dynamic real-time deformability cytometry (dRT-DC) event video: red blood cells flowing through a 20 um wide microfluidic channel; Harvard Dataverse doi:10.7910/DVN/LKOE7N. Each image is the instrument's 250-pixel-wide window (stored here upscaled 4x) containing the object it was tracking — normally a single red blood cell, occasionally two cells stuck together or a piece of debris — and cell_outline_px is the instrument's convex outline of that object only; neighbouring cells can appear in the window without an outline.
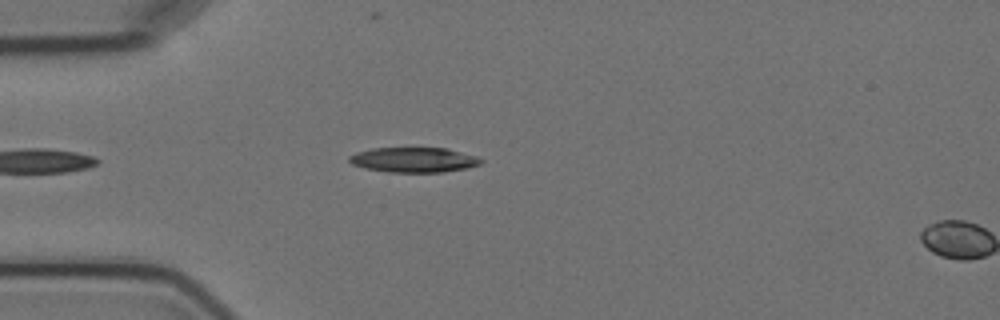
{"species": "Egyptian fruit bat (a non-hibernating species)", "species_latin": "Rousettus aegyptiacus", "temperature_condition": "cold", "stored_images_in_passage": 5, "segment_of_instrument_passage": [1, 2], "camera_frame_rate_fps": 3000, "um_per_image_px": 0.085, "animal": {"sex": "female"}, "frame": {"image": 1, "passage_image": 4, "time_ms": 3.333, "image_size_px": [1000, 320], "cell_outline_px": [[484, 160], [480, 164], [468, 168], [444, 172], [388, 172], [364, 168], [352, 164], [348, 160], [348, 156], [356, 152], [372, 148], [448, 148], [476, 156]], "centroid_in_image_um": [35.17, 13.58], "position_along_channel_um": 49.8, "area_um2": 19.31}}